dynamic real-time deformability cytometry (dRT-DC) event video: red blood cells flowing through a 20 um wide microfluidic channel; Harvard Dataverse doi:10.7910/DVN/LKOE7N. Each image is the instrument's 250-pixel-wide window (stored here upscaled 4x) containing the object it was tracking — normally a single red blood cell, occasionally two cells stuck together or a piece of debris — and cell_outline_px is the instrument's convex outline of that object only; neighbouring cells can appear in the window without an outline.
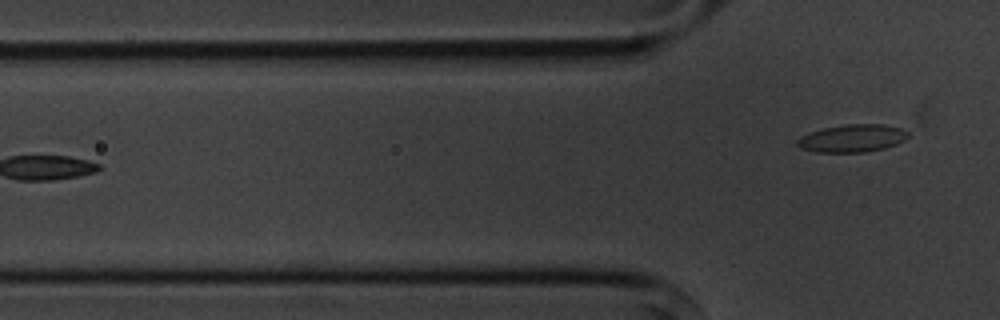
{"species": "common noctule bat (a hibernating species)", "species_latin": "Nyctalus noctula", "temperature_condition": "cold", "stored_images_in_passage": 6, "camera_frame_rate_fps": 3000, "um_per_image_px": 0.085, "animal": {"sex": "male", "body_mass_g": 20.1, "forearm_length_mm": 53.5}, "frame": {"image": 1, "passage_image": 6, "time_ms": 6.0, "image_size_px": [1000, 320], "cell_outline_px": [[908, 136], [904, 140], [896, 144], [884, 148], [864, 152], [816, 152], [800, 148], [796, 144], [796, 140], [800, 136], [824, 128], [848, 124], [884, 124], [900, 128], [908, 132]], "centroid_in_image_um": [72.43, 11.75], "position_along_channel_um": 53.4, "area_um2": 17.74}}